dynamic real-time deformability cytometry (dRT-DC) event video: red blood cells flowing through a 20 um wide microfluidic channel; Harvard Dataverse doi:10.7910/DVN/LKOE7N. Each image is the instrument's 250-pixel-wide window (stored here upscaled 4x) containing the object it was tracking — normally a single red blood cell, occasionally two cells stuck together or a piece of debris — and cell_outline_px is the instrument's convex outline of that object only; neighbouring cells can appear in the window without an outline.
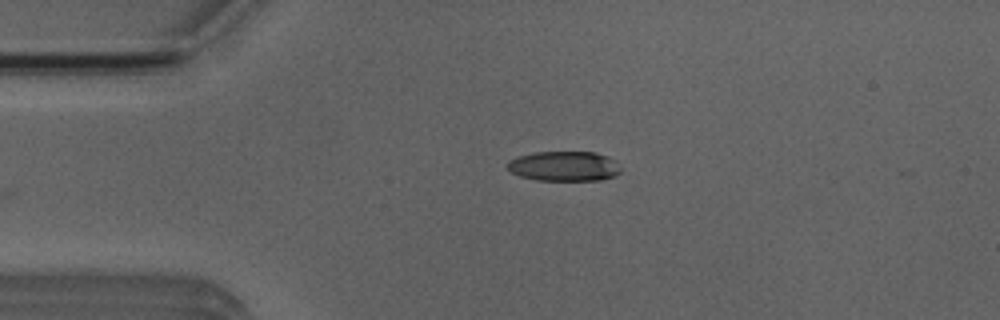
{"species": "Egyptian fruit bat (a non-hibernating species)", "species_latin": "Rousettus aegyptiacus", "temperature_condition": "room temperature", "stored_images_in_passage": 4, "camera_frame_rate_fps": 3000, "um_per_image_px": 0.085, "animal": {"sex": "male"}, "frame": {"image": 1, "passage_image": 4, "time_ms": 4.333, "image_size_px": [1000, 320], "cell_outline_px": [[620, 172], [616, 176], [600, 180], [536, 180], [520, 176], [512, 172], [508, 168], [508, 160], [516, 156], [536, 152], [596, 152], [608, 156], [616, 160], [620, 168]], "centroid_in_image_um": [47.98, 14.12], "position_along_channel_um": 37.0, "area_um2": 19.88}}